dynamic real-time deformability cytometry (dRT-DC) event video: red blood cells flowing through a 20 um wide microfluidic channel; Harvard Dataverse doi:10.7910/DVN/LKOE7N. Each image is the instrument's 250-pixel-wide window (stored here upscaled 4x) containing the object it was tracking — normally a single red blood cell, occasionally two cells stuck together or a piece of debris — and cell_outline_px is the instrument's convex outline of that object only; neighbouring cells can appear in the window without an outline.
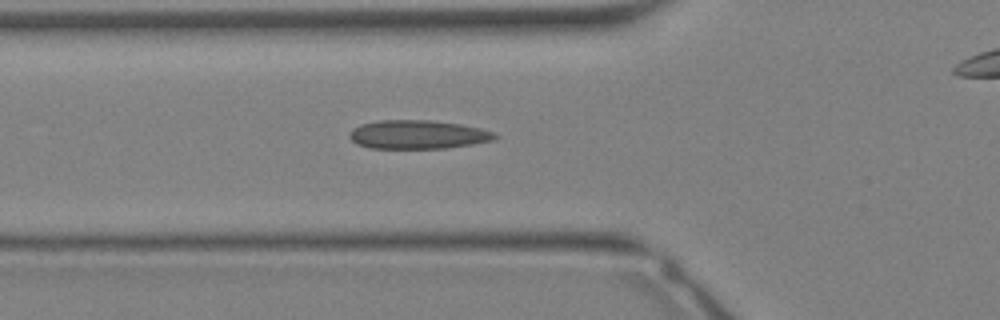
{"species": "Egyptian fruit bat (a non-hibernating species)", "species_latin": "Rousettus aegyptiacus", "temperature_condition": "warm", "stored_images_in_passage": 31, "camera_frame_rate_fps": 3000, "um_per_image_px": 0.085, "animal": {"sex": "female"}, "frame": {"image": 1, "passage_image": 9, "time_ms": 2.667, "image_size_px": [1000, 320], "cell_outline_px": [[500, 136], [492, 140], [472, 144], [448, 148], [368, 148], [356, 144], [348, 136], [352, 128], [360, 124], [380, 120], [432, 120], [460, 124], [480, 128], [496, 132]], "centroid_in_image_um": [35.51, 11.43], "position_along_channel_um": 90.3, "area_um2": 24.51}}
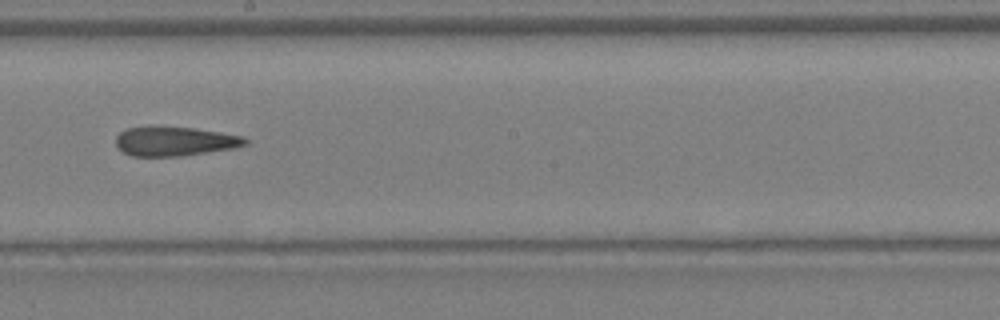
{"frame": {"image": 2, "passage_image": 16, "time_ms": 5.0, "image_size_px": [1000, 320], "cell_outline_px": [[248, 144], [232, 148], [180, 156], [132, 156], [124, 152], [116, 144], [116, 136], [120, 132], [128, 128], [148, 124], [156, 124], [192, 128], [220, 132], [244, 136], [248, 140]], "centroid_in_image_um": [14.82, 11.97], "position_along_channel_um": 233.4, "area_um2": 22.48}}
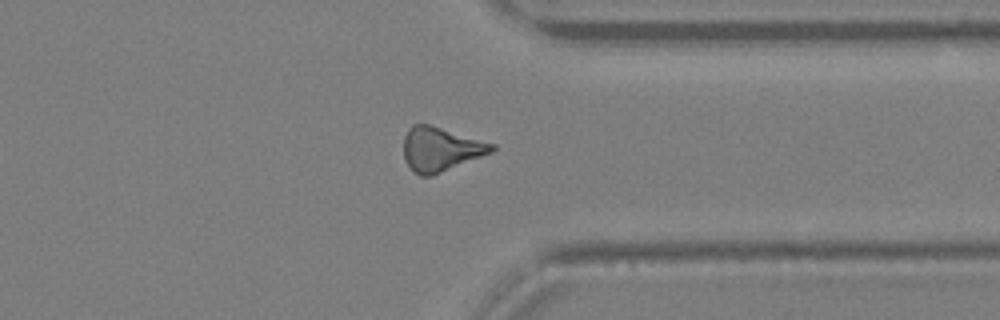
{"frame": {"image": 3, "passage_image": 23, "time_ms": 7.333, "image_size_px": [1000, 320], "cell_outline_px": [[496, 148], [492, 152], [432, 176], [420, 176], [404, 160], [404, 136], [408, 128], [412, 124], [428, 124], [496, 144]], "centroid_in_image_um": [37.45, 12.67], "position_along_channel_um": 374.0, "area_um2": 22.48}}